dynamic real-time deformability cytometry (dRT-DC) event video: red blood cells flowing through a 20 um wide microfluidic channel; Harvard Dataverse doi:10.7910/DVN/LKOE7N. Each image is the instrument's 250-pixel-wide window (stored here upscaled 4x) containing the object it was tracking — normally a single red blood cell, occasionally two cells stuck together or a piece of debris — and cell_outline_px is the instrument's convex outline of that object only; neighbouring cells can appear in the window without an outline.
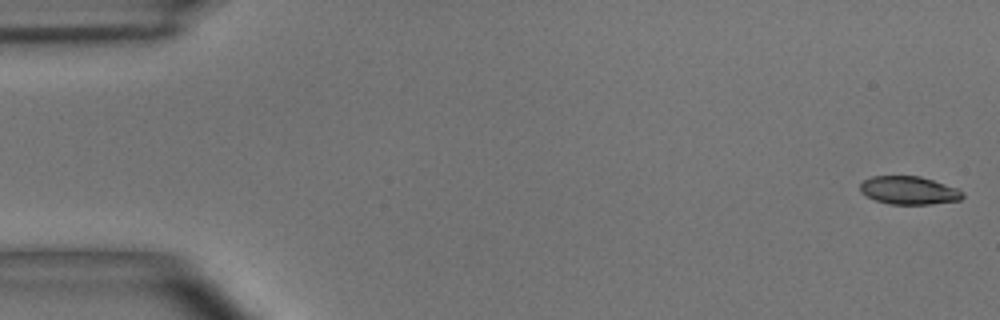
{"species": "common noctule bat (a hibernating species)", "species_latin": "Nyctalus noctula", "temperature_condition": "room temperature", "stored_images_in_passage": 14, "camera_frame_rate_fps": 3000, "um_per_image_px": 0.085, "animal": {"sex": "male", "body_mass_g": 15.6}, "frame": {"image": 1, "passage_image": 1, "time_ms": 0.0, "image_size_px": [1000, 320], "cell_outline_px": [[964, 196], [960, 200], [932, 204], [888, 204], [876, 200], [860, 192], [860, 184], [864, 180], [872, 176], [920, 176], [956, 188], [964, 192]], "centroid_in_image_um": [77.26, 16.18], "position_along_channel_um": 7.7, "area_um2": 16.7}}
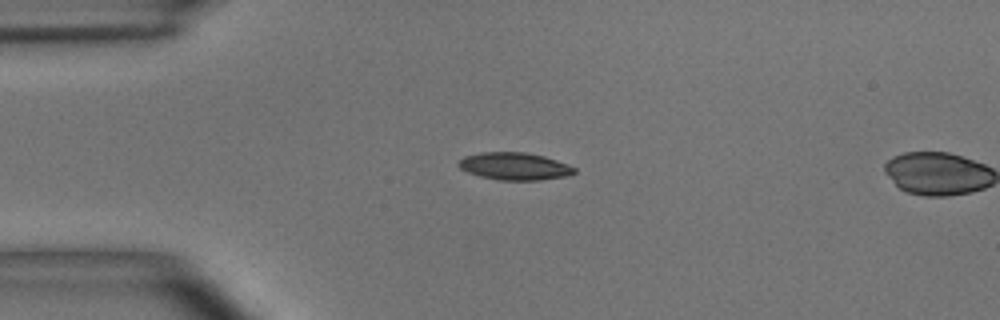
{"frame": {"image": 2, "passage_image": 13, "time_ms": 4.0, "image_size_px": [1000, 320], "cell_outline_px": [[576, 172], [564, 176], [540, 180], [500, 180], [480, 176], [468, 172], [460, 168], [456, 164], [464, 156], [480, 152], [524, 152], [544, 156], [568, 164], [576, 168]], "centroid_in_image_um": [43.72, 14.12], "position_along_channel_um": 41.3, "area_um2": 18.44}}